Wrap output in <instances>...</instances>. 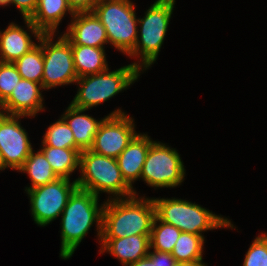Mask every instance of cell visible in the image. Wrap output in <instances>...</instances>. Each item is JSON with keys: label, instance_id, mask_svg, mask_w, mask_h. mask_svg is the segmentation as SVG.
Segmentation results:
<instances>
[{"label": "cell", "instance_id": "obj_28", "mask_svg": "<svg viewBox=\"0 0 267 266\" xmlns=\"http://www.w3.org/2000/svg\"><path fill=\"white\" fill-rule=\"evenodd\" d=\"M20 79L21 75L13 63L0 62V105L10 96Z\"/></svg>", "mask_w": 267, "mask_h": 266}, {"label": "cell", "instance_id": "obj_30", "mask_svg": "<svg viewBox=\"0 0 267 266\" xmlns=\"http://www.w3.org/2000/svg\"><path fill=\"white\" fill-rule=\"evenodd\" d=\"M100 0H67L74 13L92 12Z\"/></svg>", "mask_w": 267, "mask_h": 266}, {"label": "cell", "instance_id": "obj_18", "mask_svg": "<svg viewBox=\"0 0 267 266\" xmlns=\"http://www.w3.org/2000/svg\"><path fill=\"white\" fill-rule=\"evenodd\" d=\"M85 111L88 109L77 108L70 103L61 115L73 132L75 144L82 151L92 147L99 125L104 119L96 120V118L85 114Z\"/></svg>", "mask_w": 267, "mask_h": 266}, {"label": "cell", "instance_id": "obj_2", "mask_svg": "<svg viewBox=\"0 0 267 266\" xmlns=\"http://www.w3.org/2000/svg\"><path fill=\"white\" fill-rule=\"evenodd\" d=\"M138 196L104 201L101 238L151 234L156 217L153 199Z\"/></svg>", "mask_w": 267, "mask_h": 266}, {"label": "cell", "instance_id": "obj_22", "mask_svg": "<svg viewBox=\"0 0 267 266\" xmlns=\"http://www.w3.org/2000/svg\"><path fill=\"white\" fill-rule=\"evenodd\" d=\"M18 171L27 173L31 180V185L25 187V191L53 182L59 178L40 149L36 153L35 150H32Z\"/></svg>", "mask_w": 267, "mask_h": 266}, {"label": "cell", "instance_id": "obj_31", "mask_svg": "<svg viewBox=\"0 0 267 266\" xmlns=\"http://www.w3.org/2000/svg\"><path fill=\"white\" fill-rule=\"evenodd\" d=\"M177 264L171 253L156 250V266H176Z\"/></svg>", "mask_w": 267, "mask_h": 266}, {"label": "cell", "instance_id": "obj_27", "mask_svg": "<svg viewBox=\"0 0 267 266\" xmlns=\"http://www.w3.org/2000/svg\"><path fill=\"white\" fill-rule=\"evenodd\" d=\"M243 266H267V234L264 232L252 241L246 252Z\"/></svg>", "mask_w": 267, "mask_h": 266}, {"label": "cell", "instance_id": "obj_1", "mask_svg": "<svg viewBox=\"0 0 267 266\" xmlns=\"http://www.w3.org/2000/svg\"><path fill=\"white\" fill-rule=\"evenodd\" d=\"M93 193L77 188L69 197L61 216V248L60 257L67 260L72 257L88 231L96 223L97 238L102 235L103 204Z\"/></svg>", "mask_w": 267, "mask_h": 266}, {"label": "cell", "instance_id": "obj_10", "mask_svg": "<svg viewBox=\"0 0 267 266\" xmlns=\"http://www.w3.org/2000/svg\"><path fill=\"white\" fill-rule=\"evenodd\" d=\"M57 178L45 185L27 190L31 215L38 226H47L63 212L69 197L78 188L76 180Z\"/></svg>", "mask_w": 267, "mask_h": 266}, {"label": "cell", "instance_id": "obj_25", "mask_svg": "<svg viewBox=\"0 0 267 266\" xmlns=\"http://www.w3.org/2000/svg\"><path fill=\"white\" fill-rule=\"evenodd\" d=\"M181 232L175 226L166 224L155 217L150 234V249L171 253Z\"/></svg>", "mask_w": 267, "mask_h": 266}, {"label": "cell", "instance_id": "obj_12", "mask_svg": "<svg viewBox=\"0 0 267 266\" xmlns=\"http://www.w3.org/2000/svg\"><path fill=\"white\" fill-rule=\"evenodd\" d=\"M24 115H7L0 112V153L6 168L18 170L33 150L28 132L21 126Z\"/></svg>", "mask_w": 267, "mask_h": 266}, {"label": "cell", "instance_id": "obj_35", "mask_svg": "<svg viewBox=\"0 0 267 266\" xmlns=\"http://www.w3.org/2000/svg\"><path fill=\"white\" fill-rule=\"evenodd\" d=\"M6 169L2 157H1V153H0V171H4Z\"/></svg>", "mask_w": 267, "mask_h": 266}, {"label": "cell", "instance_id": "obj_4", "mask_svg": "<svg viewBox=\"0 0 267 266\" xmlns=\"http://www.w3.org/2000/svg\"><path fill=\"white\" fill-rule=\"evenodd\" d=\"M156 217L175 226L182 232L203 235L205 231L221 228L235 229L231 220L221 215L213 214L207 208L178 198H153ZM203 232V233H202Z\"/></svg>", "mask_w": 267, "mask_h": 266}, {"label": "cell", "instance_id": "obj_20", "mask_svg": "<svg viewBox=\"0 0 267 266\" xmlns=\"http://www.w3.org/2000/svg\"><path fill=\"white\" fill-rule=\"evenodd\" d=\"M71 49L78 78L101 73L109 69L105 47L71 45Z\"/></svg>", "mask_w": 267, "mask_h": 266}, {"label": "cell", "instance_id": "obj_23", "mask_svg": "<svg viewBox=\"0 0 267 266\" xmlns=\"http://www.w3.org/2000/svg\"><path fill=\"white\" fill-rule=\"evenodd\" d=\"M204 235L181 232L171 252L177 263L193 264L203 262Z\"/></svg>", "mask_w": 267, "mask_h": 266}, {"label": "cell", "instance_id": "obj_33", "mask_svg": "<svg viewBox=\"0 0 267 266\" xmlns=\"http://www.w3.org/2000/svg\"><path fill=\"white\" fill-rule=\"evenodd\" d=\"M176 266H207V264L205 263H193V264L178 263Z\"/></svg>", "mask_w": 267, "mask_h": 266}, {"label": "cell", "instance_id": "obj_29", "mask_svg": "<svg viewBox=\"0 0 267 266\" xmlns=\"http://www.w3.org/2000/svg\"><path fill=\"white\" fill-rule=\"evenodd\" d=\"M11 4L18 8L23 19H30L37 8L38 0H10L9 5Z\"/></svg>", "mask_w": 267, "mask_h": 266}, {"label": "cell", "instance_id": "obj_6", "mask_svg": "<svg viewBox=\"0 0 267 266\" xmlns=\"http://www.w3.org/2000/svg\"><path fill=\"white\" fill-rule=\"evenodd\" d=\"M142 73L133 63L119 69L79 77L78 91L71 104L77 108L92 109L128 89Z\"/></svg>", "mask_w": 267, "mask_h": 266}, {"label": "cell", "instance_id": "obj_8", "mask_svg": "<svg viewBox=\"0 0 267 266\" xmlns=\"http://www.w3.org/2000/svg\"><path fill=\"white\" fill-rule=\"evenodd\" d=\"M42 34L38 44L43 52L42 87L49 90L57 86L75 84L78 76L74 68L70 41L62 34Z\"/></svg>", "mask_w": 267, "mask_h": 266}, {"label": "cell", "instance_id": "obj_5", "mask_svg": "<svg viewBox=\"0 0 267 266\" xmlns=\"http://www.w3.org/2000/svg\"><path fill=\"white\" fill-rule=\"evenodd\" d=\"M175 0H156L145 12L143 18H138L137 42L134 49L127 55L138 58L133 64L144 71L149 69L158 58L165 40L169 22L173 14Z\"/></svg>", "mask_w": 267, "mask_h": 266}, {"label": "cell", "instance_id": "obj_14", "mask_svg": "<svg viewBox=\"0 0 267 266\" xmlns=\"http://www.w3.org/2000/svg\"><path fill=\"white\" fill-rule=\"evenodd\" d=\"M42 84L20 79L10 96L0 105V112L7 115L35 117L45 111Z\"/></svg>", "mask_w": 267, "mask_h": 266}, {"label": "cell", "instance_id": "obj_21", "mask_svg": "<svg viewBox=\"0 0 267 266\" xmlns=\"http://www.w3.org/2000/svg\"><path fill=\"white\" fill-rule=\"evenodd\" d=\"M47 161L52 166L54 173L59 178L70 179L74 171L80 169L81 149L55 148L52 146H41L40 149Z\"/></svg>", "mask_w": 267, "mask_h": 266}, {"label": "cell", "instance_id": "obj_16", "mask_svg": "<svg viewBox=\"0 0 267 266\" xmlns=\"http://www.w3.org/2000/svg\"><path fill=\"white\" fill-rule=\"evenodd\" d=\"M100 253H109L123 266L146 257L150 250V235H132L123 238H101Z\"/></svg>", "mask_w": 267, "mask_h": 266}, {"label": "cell", "instance_id": "obj_19", "mask_svg": "<svg viewBox=\"0 0 267 266\" xmlns=\"http://www.w3.org/2000/svg\"><path fill=\"white\" fill-rule=\"evenodd\" d=\"M66 12L71 18L75 14L67 0H38L37 8L29 20L42 34H56Z\"/></svg>", "mask_w": 267, "mask_h": 266}, {"label": "cell", "instance_id": "obj_7", "mask_svg": "<svg viewBox=\"0 0 267 266\" xmlns=\"http://www.w3.org/2000/svg\"><path fill=\"white\" fill-rule=\"evenodd\" d=\"M131 0H100L93 13L106 29L108 42L128 55L137 42L138 18Z\"/></svg>", "mask_w": 267, "mask_h": 266}, {"label": "cell", "instance_id": "obj_24", "mask_svg": "<svg viewBox=\"0 0 267 266\" xmlns=\"http://www.w3.org/2000/svg\"><path fill=\"white\" fill-rule=\"evenodd\" d=\"M13 64L16 66L22 79L42 84L44 63L42 47L39 44Z\"/></svg>", "mask_w": 267, "mask_h": 266}, {"label": "cell", "instance_id": "obj_13", "mask_svg": "<svg viewBox=\"0 0 267 266\" xmlns=\"http://www.w3.org/2000/svg\"><path fill=\"white\" fill-rule=\"evenodd\" d=\"M23 21L28 30L15 22L8 24L4 31L0 30V62L14 63L37 45L31 37L34 35L38 41L42 33L29 19Z\"/></svg>", "mask_w": 267, "mask_h": 266}, {"label": "cell", "instance_id": "obj_17", "mask_svg": "<svg viewBox=\"0 0 267 266\" xmlns=\"http://www.w3.org/2000/svg\"><path fill=\"white\" fill-rule=\"evenodd\" d=\"M154 141L146 133H138L116 158L125 181L131 186L140 180L150 145Z\"/></svg>", "mask_w": 267, "mask_h": 266}, {"label": "cell", "instance_id": "obj_11", "mask_svg": "<svg viewBox=\"0 0 267 266\" xmlns=\"http://www.w3.org/2000/svg\"><path fill=\"white\" fill-rule=\"evenodd\" d=\"M137 134L134 118L118 108L104 117L90 150L116 159Z\"/></svg>", "mask_w": 267, "mask_h": 266}, {"label": "cell", "instance_id": "obj_9", "mask_svg": "<svg viewBox=\"0 0 267 266\" xmlns=\"http://www.w3.org/2000/svg\"><path fill=\"white\" fill-rule=\"evenodd\" d=\"M175 148L154 141L148 150L140 179L149 187L174 188L184 181V163Z\"/></svg>", "mask_w": 267, "mask_h": 266}, {"label": "cell", "instance_id": "obj_34", "mask_svg": "<svg viewBox=\"0 0 267 266\" xmlns=\"http://www.w3.org/2000/svg\"><path fill=\"white\" fill-rule=\"evenodd\" d=\"M10 0H0V7L3 6H9Z\"/></svg>", "mask_w": 267, "mask_h": 266}, {"label": "cell", "instance_id": "obj_3", "mask_svg": "<svg viewBox=\"0 0 267 266\" xmlns=\"http://www.w3.org/2000/svg\"><path fill=\"white\" fill-rule=\"evenodd\" d=\"M80 177L76 178L79 189L100 197L107 193V200L128 198L138 195L123 178L117 160L97 154L90 149L80 153ZM112 195V196H111Z\"/></svg>", "mask_w": 267, "mask_h": 266}, {"label": "cell", "instance_id": "obj_15", "mask_svg": "<svg viewBox=\"0 0 267 266\" xmlns=\"http://www.w3.org/2000/svg\"><path fill=\"white\" fill-rule=\"evenodd\" d=\"M71 45L105 47L109 44L105 27L93 12H77L63 34Z\"/></svg>", "mask_w": 267, "mask_h": 266}, {"label": "cell", "instance_id": "obj_32", "mask_svg": "<svg viewBox=\"0 0 267 266\" xmlns=\"http://www.w3.org/2000/svg\"><path fill=\"white\" fill-rule=\"evenodd\" d=\"M128 266H156V250L151 252L150 249L146 257H143L141 260L136 261Z\"/></svg>", "mask_w": 267, "mask_h": 266}, {"label": "cell", "instance_id": "obj_26", "mask_svg": "<svg viewBox=\"0 0 267 266\" xmlns=\"http://www.w3.org/2000/svg\"><path fill=\"white\" fill-rule=\"evenodd\" d=\"M42 138L41 146L80 149L75 144L72 130L62 117H60L55 123H52L50 126H48V129Z\"/></svg>", "mask_w": 267, "mask_h": 266}]
</instances>
